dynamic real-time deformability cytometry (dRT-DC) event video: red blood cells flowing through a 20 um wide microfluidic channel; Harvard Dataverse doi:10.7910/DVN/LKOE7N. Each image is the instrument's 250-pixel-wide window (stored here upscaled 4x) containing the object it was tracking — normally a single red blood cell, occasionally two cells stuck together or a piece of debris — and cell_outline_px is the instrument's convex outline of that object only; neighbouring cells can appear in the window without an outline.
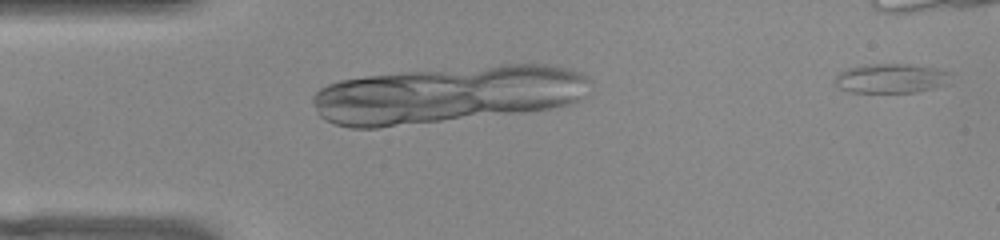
{"species": "common noctule bat (a hibernating species)", "species_latin": "Nyctalus noctula", "temperature_condition": "warm", "stored_images_in_passage": 5, "camera_frame_rate_fps": 3000, "um_per_image_px": 0.085, "animal": {"sex": "female", "body_mass_g": 22.0, "forearm_length_mm": 56.7}, "frame": {"image": 1, "passage_image": 1, "time_ms": 0.0, "image_size_px": [1000, 240], "cell_outline_px": [[952, 72], [948, 84], [916, 92], [848, 92], [840, 88], [836, 84], [836, 76], [840, 72], [848, 68], [864, 64], [908, 64], [936, 68]], "centroid_in_image_um": [75.77, 6.65], "position_along_channel_um": 9.2, "area_um2": 19.88}}